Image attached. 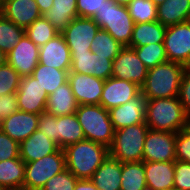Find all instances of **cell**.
Listing matches in <instances>:
<instances>
[{"label": "cell", "instance_id": "1", "mask_svg": "<svg viewBox=\"0 0 190 190\" xmlns=\"http://www.w3.org/2000/svg\"><path fill=\"white\" fill-rule=\"evenodd\" d=\"M64 152L66 169L81 180L90 179L109 157L108 147L87 139L68 145Z\"/></svg>", "mask_w": 190, "mask_h": 190}, {"label": "cell", "instance_id": "2", "mask_svg": "<svg viewBox=\"0 0 190 190\" xmlns=\"http://www.w3.org/2000/svg\"><path fill=\"white\" fill-rule=\"evenodd\" d=\"M185 66L166 61L147 71L141 93L146 100L178 97Z\"/></svg>", "mask_w": 190, "mask_h": 190}, {"label": "cell", "instance_id": "3", "mask_svg": "<svg viewBox=\"0 0 190 190\" xmlns=\"http://www.w3.org/2000/svg\"><path fill=\"white\" fill-rule=\"evenodd\" d=\"M187 120L178 97L146 100L145 123L149 129L177 133L186 128Z\"/></svg>", "mask_w": 190, "mask_h": 190}, {"label": "cell", "instance_id": "4", "mask_svg": "<svg viewBox=\"0 0 190 190\" xmlns=\"http://www.w3.org/2000/svg\"><path fill=\"white\" fill-rule=\"evenodd\" d=\"M75 114L87 140L111 146L115 129L107 109L101 105H78Z\"/></svg>", "mask_w": 190, "mask_h": 190}, {"label": "cell", "instance_id": "5", "mask_svg": "<svg viewBox=\"0 0 190 190\" xmlns=\"http://www.w3.org/2000/svg\"><path fill=\"white\" fill-rule=\"evenodd\" d=\"M92 18L100 29L107 31L121 45L125 47L130 44L135 23L128 7L106 0L105 5Z\"/></svg>", "mask_w": 190, "mask_h": 190}, {"label": "cell", "instance_id": "6", "mask_svg": "<svg viewBox=\"0 0 190 190\" xmlns=\"http://www.w3.org/2000/svg\"><path fill=\"white\" fill-rule=\"evenodd\" d=\"M148 130L145 122L115 130L109 156L121 163L142 161Z\"/></svg>", "mask_w": 190, "mask_h": 190}, {"label": "cell", "instance_id": "7", "mask_svg": "<svg viewBox=\"0 0 190 190\" xmlns=\"http://www.w3.org/2000/svg\"><path fill=\"white\" fill-rule=\"evenodd\" d=\"M66 169L64 149H58L37 161L25 163L24 190H41L56 174Z\"/></svg>", "mask_w": 190, "mask_h": 190}, {"label": "cell", "instance_id": "8", "mask_svg": "<svg viewBox=\"0 0 190 190\" xmlns=\"http://www.w3.org/2000/svg\"><path fill=\"white\" fill-rule=\"evenodd\" d=\"M176 135L175 132L149 129L145 137L143 162H169L176 161Z\"/></svg>", "mask_w": 190, "mask_h": 190}, {"label": "cell", "instance_id": "9", "mask_svg": "<svg viewBox=\"0 0 190 190\" xmlns=\"http://www.w3.org/2000/svg\"><path fill=\"white\" fill-rule=\"evenodd\" d=\"M163 43L168 61L190 67V21L167 27Z\"/></svg>", "mask_w": 190, "mask_h": 190}, {"label": "cell", "instance_id": "10", "mask_svg": "<svg viewBox=\"0 0 190 190\" xmlns=\"http://www.w3.org/2000/svg\"><path fill=\"white\" fill-rule=\"evenodd\" d=\"M100 27L88 17H76L61 32L70 53H82L91 50V42Z\"/></svg>", "mask_w": 190, "mask_h": 190}, {"label": "cell", "instance_id": "11", "mask_svg": "<svg viewBox=\"0 0 190 190\" xmlns=\"http://www.w3.org/2000/svg\"><path fill=\"white\" fill-rule=\"evenodd\" d=\"M147 71L148 69L138 58L135 50L125 46L113 60L111 77L124 79L142 87L146 80Z\"/></svg>", "mask_w": 190, "mask_h": 190}, {"label": "cell", "instance_id": "12", "mask_svg": "<svg viewBox=\"0 0 190 190\" xmlns=\"http://www.w3.org/2000/svg\"><path fill=\"white\" fill-rule=\"evenodd\" d=\"M16 94L18 110L38 115L45 112L48 95L32 75L21 78Z\"/></svg>", "mask_w": 190, "mask_h": 190}, {"label": "cell", "instance_id": "13", "mask_svg": "<svg viewBox=\"0 0 190 190\" xmlns=\"http://www.w3.org/2000/svg\"><path fill=\"white\" fill-rule=\"evenodd\" d=\"M6 58L21 77L30 76L39 63V46L24 35Z\"/></svg>", "mask_w": 190, "mask_h": 190}, {"label": "cell", "instance_id": "14", "mask_svg": "<svg viewBox=\"0 0 190 190\" xmlns=\"http://www.w3.org/2000/svg\"><path fill=\"white\" fill-rule=\"evenodd\" d=\"M140 93L141 87L137 84L124 79L109 77L104 81L100 105L110 110L131 101Z\"/></svg>", "mask_w": 190, "mask_h": 190}, {"label": "cell", "instance_id": "15", "mask_svg": "<svg viewBox=\"0 0 190 190\" xmlns=\"http://www.w3.org/2000/svg\"><path fill=\"white\" fill-rule=\"evenodd\" d=\"M113 61L108 56L97 55L91 50L82 53H71V68L69 72L93 75L107 80L112 75Z\"/></svg>", "mask_w": 190, "mask_h": 190}, {"label": "cell", "instance_id": "16", "mask_svg": "<svg viewBox=\"0 0 190 190\" xmlns=\"http://www.w3.org/2000/svg\"><path fill=\"white\" fill-rule=\"evenodd\" d=\"M68 81L78 105H100L105 80L93 75L69 72Z\"/></svg>", "mask_w": 190, "mask_h": 190}, {"label": "cell", "instance_id": "17", "mask_svg": "<svg viewBox=\"0 0 190 190\" xmlns=\"http://www.w3.org/2000/svg\"><path fill=\"white\" fill-rule=\"evenodd\" d=\"M146 99L142 93L131 101L114 107L109 111L110 120L115 130L145 122Z\"/></svg>", "mask_w": 190, "mask_h": 190}, {"label": "cell", "instance_id": "18", "mask_svg": "<svg viewBox=\"0 0 190 190\" xmlns=\"http://www.w3.org/2000/svg\"><path fill=\"white\" fill-rule=\"evenodd\" d=\"M40 115L17 110L4 118L0 124V130L19 144L38 130Z\"/></svg>", "mask_w": 190, "mask_h": 190}, {"label": "cell", "instance_id": "19", "mask_svg": "<svg viewBox=\"0 0 190 190\" xmlns=\"http://www.w3.org/2000/svg\"><path fill=\"white\" fill-rule=\"evenodd\" d=\"M39 63L60 70H70L71 53L61 33L39 47Z\"/></svg>", "mask_w": 190, "mask_h": 190}, {"label": "cell", "instance_id": "20", "mask_svg": "<svg viewBox=\"0 0 190 190\" xmlns=\"http://www.w3.org/2000/svg\"><path fill=\"white\" fill-rule=\"evenodd\" d=\"M1 14L23 29L42 16L35 0H3Z\"/></svg>", "mask_w": 190, "mask_h": 190}, {"label": "cell", "instance_id": "21", "mask_svg": "<svg viewBox=\"0 0 190 190\" xmlns=\"http://www.w3.org/2000/svg\"><path fill=\"white\" fill-rule=\"evenodd\" d=\"M58 149V144L39 130H36L19 144L20 158L25 163L37 161L49 154L55 153Z\"/></svg>", "mask_w": 190, "mask_h": 190}, {"label": "cell", "instance_id": "22", "mask_svg": "<svg viewBox=\"0 0 190 190\" xmlns=\"http://www.w3.org/2000/svg\"><path fill=\"white\" fill-rule=\"evenodd\" d=\"M147 186L155 190H174L175 161L144 162Z\"/></svg>", "mask_w": 190, "mask_h": 190}, {"label": "cell", "instance_id": "23", "mask_svg": "<svg viewBox=\"0 0 190 190\" xmlns=\"http://www.w3.org/2000/svg\"><path fill=\"white\" fill-rule=\"evenodd\" d=\"M122 163L109 156L95 171L90 181L99 190H120Z\"/></svg>", "mask_w": 190, "mask_h": 190}, {"label": "cell", "instance_id": "24", "mask_svg": "<svg viewBox=\"0 0 190 190\" xmlns=\"http://www.w3.org/2000/svg\"><path fill=\"white\" fill-rule=\"evenodd\" d=\"M78 104L75 100L69 81L57 87L48 96L45 111L54 116L75 114Z\"/></svg>", "mask_w": 190, "mask_h": 190}, {"label": "cell", "instance_id": "25", "mask_svg": "<svg viewBox=\"0 0 190 190\" xmlns=\"http://www.w3.org/2000/svg\"><path fill=\"white\" fill-rule=\"evenodd\" d=\"M86 139L76 114L56 117V143L60 149Z\"/></svg>", "mask_w": 190, "mask_h": 190}, {"label": "cell", "instance_id": "26", "mask_svg": "<svg viewBox=\"0 0 190 190\" xmlns=\"http://www.w3.org/2000/svg\"><path fill=\"white\" fill-rule=\"evenodd\" d=\"M190 19V0H165L157 6V21L169 27Z\"/></svg>", "mask_w": 190, "mask_h": 190}, {"label": "cell", "instance_id": "27", "mask_svg": "<svg viewBox=\"0 0 190 190\" xmlns=\"http://www.w3.org/2000/svg\"><path fill=\"white\" fill-rule=\"evenodd\" d=\"M61 33L76 17V0H53L52 7L42 15Z\"/></svg>", "mask_w": 190, "mask_h": 190}, {"label": "cell", "instance_id": "28", "mask_svg": "<svg viewBox=\"0 0 190 190\" xmlns=\"http://www.w3.org/2000/svg\"><path fill=\"white\" fill-rule=\"evenodd\" d=\"M165 26L159 21L137 23L134 25L132 38L127 47H139L154 43H163L165 37Z\"/></svg>", "mask_w": 190, "mask_h": 190}, {"label": "cell", "instance_id": "29", "mask_svg": "<svg viewBox=\"0 0 190 190\" xmlns=\"http://www.w3.org/2000/svg\"><path fill=\"white\" fill-rule=\"evenodd\" d=\"M25 162L21 158L0 161V186L5 190L23 189Z\"/></svg>", "mask_w": 190, "mask_h": 190}, {"label": "cell", "instance_id": "30", "mask_svg": "<svg viewBox=\"0 0 190 190\" xmlns=\"http://www.w3.org/2000/svg\"><path fill=\"white\" fill-rule=\"evenodd\" d=\"M70 70H60L51 66L38 63L33 70L32 76L45 89L49 96L55 89L68 81V73Z\"/></svg>", "mask_w": 190, "mask_h": 190}, {"label": "cell", "instance_id": "31", "mask_svg": "<svg viewBox=\"0 0 190 190\" xmlns=\"http://www.w3.org/2000/svg\"><path fill=\"white\" fill-rule=\"evenodd\" d=\"M121 179L120 190H142L147 185L144 162L122 163Z\"/></svg>", "mask_w": 190, "mask_h": 190}, {"label": "cell", "instance_id": "32", "mask_svg": "<svg viewBox=\"0 0 190 190\" xmlns=\"http://www.w3.org/2000/svg\"><path fill=\"white\" fill-rule=\"evenodd\" d=\"M90 47L95 54L108 56V59L113 61L124 46L116 41L107 31L99 29Z\"/></svg>", "mask_w": 190, "mask_h": 190}, {"label": "cell", "instance_id": "33", "mask_svg": "<svg viewBox=\"0 0 190 190\" xmlns=\"http://www.w3.org/2000/svg\"><path fill=\"white\" fill-rule=\"evenodd\" d=\"M58 34L59 32L55 27L43 16L36 19L25 29V35L39 47L46 44Z\"/></svg>", "mask_w": 190, "mask_h": 190}, {"label": "cell", "instance_id": "34", "mask_svg": "<svg viewBox=\"0 0 190 190\" xmlns=\"http://www.w3.org/2000/svg\"><path fill=\"white\" fill-rule=\"evenodd\" d=\"M24 35L25 29L0 14V50L7 54Z\"/></svg>", "mask_w": 190, "mask_h": 190}, {"label": "cell", "instance_id": "35", "mask_svg": "<svg viewBox=\"0 0 190 190\" xmlns=\"http://www.w3.org/2000/svg\"><path fill=\"white\" fill-rule=\"evenodd\" d=\"M132 48L148 70L168 61L164 43H154Z\"/></svg>", "mask_w": 190, "mask_h": 190}, {"label": "cell", "instance_id": "36", "mask_svg": "<svg viewBox=\"0 0 190 190\" xmlns=\"http://www.w3.org/2000/svg\"><path fill=\"white\" fill-rule=\"evenodd\" d=\"M127 7L135 24L157 21V6L151 0H133Z\"/></svg>", "mask_w": 190, "mask_h": 190}, {"label": "cell", "instance_id": "37", "mask_svg": "<svg viewBox=\"0 0 190 190\" xmlns=\"http://www.w3.org/2000/svg\"><path fill=\"white\" fill-rule=\"evenodd\" d=\"M21 76L17 71L9 64H4L0 66V96L4 94L16 93Z\"/></svg>", "mask_w": 190, "mask_h": 190}, {"label": "cell", "instance_id": "38", "mask_svg": "<svg viewBox=\"0 0 190 190\" xmlns=\"http://www.w3.org/2000/svg\"><path fill=\"white\" fill-rule=\"evenodd\" d=\"M77 179L68 169L53 176L41 190H74Z\"/></svg>", "mask_w": 190, "mask_h": 190}, {"label": "cell", "instance_id": "39", "mask_svg": "<svg viewBox=\"0 0 190 190\" xmlns=\"http://www.w3.org/2000/svg\"><path fill=\"white\" fill-rule=\"evenodd\" d=\"M20 158L19 143L0 130V161Z\"/></svg>", "mask_w": 190, "mask_h": 190}, {"label": "cell", "instance_id": "40", "mask_svg": "<svg viewBox=\"0 0 190 190\" xmlns=\"http://www.w3.org/2000/svg\"><path fill=\"white\" fill-rule=\"evenodd\" d=\"M174 190H190V163L175 161Z\"/></svg>", "mask_w": 190, "mask_h": 190}, {"label": "cell", "instance_id": "41", "mask_svg": "<svg viewBox=\"0 0 190 190\" xmlns=\"http://www.w3.org/2000/svg\"><path fill=\"white\" fill-rule=\"evenodd\" d=\"M175 158L190 163V132L186 128L177 132Z\"/></svg>", "mask_w": 190, "mask_h": 190}, {"label": "cell", "instance_id": "42", "mask_svg": "<svg viewBox=\"0 0 190 190\" xmlns=\"http://www.w3.org/2000/svg\"><path fill=\"white\" fill-rule=\"evenodd\" d=\"M178 99L187 117L190 118V67H186L184 70L179 87Z\"/></svg>", "mask_w": 190, "mask_h": 190}, {"label": "cell", "instance_id": "43", "mask_svg": "<svg viewBox=\"0 0 190 190\" xmlns=\"http://www.w3.org/2000/svg\"><path fill=\"white\" fill-rule=\"evenodd\" d=\"M106 0H76L78 17L92 18L104 5Z\"/></svg>", "mask_w": 190, "mask_h": 190}, {"label": "cell", "instance_id": "44", "mask_svg": "<svg viewBox=\"0 0 190 190\" xmlns=\"http://www.w3.org/2000/svg\"><path fill=\"white\" fill-rule=\"evenodd\" d=\"M38 130L56 142V116L46 111L41 113L38 120Z\"/></svg>", "mask_w": 190, "mask_h": 190}, {"label": "cell", "instance_id": "45", "mask_svg": "<svg viewBox=\"0 0 190 190\" xmlns=\"http://www.w3.org/2000/svg\"><path fill=\"white\" fill-rule=\"evenodd\" d=\"M18 110L17 94H4L0 96V111L2 112V120Z\"/></svg>", "mask_w": 190, "mask_h": 190}, {"label": "cell", "instance_id": "46", "mask_svg": "<svg viewBox=\"0 0 190 190\" xmlns=\"http://www.w3.org/2000/svg\"><path fill=\"white\" fill-rule=\"evenodd\" d=\"M74 190H99L90 179L81 180L79 179L75 185Z\"/></svg>", "mask_w": 190, "mask_h": 190}, {"label": "cell", "instance_id": "47", "mask_svg": "<svg viewBox=\"0 0 190 190\" xmlns=\"http://www.w3.org/2000/svg\"><path fill=\"white\" fill-rule=\"evenodd\" d=\"M38 7H39V10H40V13L43 15L46 11H48L52 5H53V0H35Z\"/></svg>", "mask_w": 190, "mask_h": 190}, {"label": "cell", "instance_id": "48", "mask_svg": "<svg viewBox=\"0 0 190 190\" xmlns=\"http://www.w3.org/2000/svg\"><path fill=\"white\" fill-rule=\"evenodd\" d=\"M6 57H7V54L4 51L0 50V66L7 63Z\"/></svg>", "mask_w": 190, "mask_h": 190}, {"label": "cell", "instance_id": "49", "mask_svg": "<svg viewBox=\"0 0 190 190\" xmlns=\"http://www.w3.org/2000/svg\"><path fill=\"white\" fill-rule=\"evenodd\" d=\"M114 3H116L117 5H120V6H128L129 3L133 0H113Z\"/></svg>", "mask_w": 190, "mask_h": 190}, {"label": "cell", "instance_id": "50", "mask_svg": "<svg viewBox=\"0 0 190 190\" xmlns=\"http://www.w3.org/2000/svg\"><path fill=\"white\" fill-rule=\"evenodd\" d=\"M156 6L162 4L165 0H151Z\"/></svg>", "mask_w": 190, "mask_h": 190}, {"label": "cell", "instance_id": "51", "mask_svg": "<svg viewBox=\"0 0 190 190\" xmlns=\"http://www.w3.org/2000/svg\"><path fill=\"white\" fill-rule=\"evenodd\" d=\"M186 129L190 132V118H188V120H187Z\"/></svg>", "mask_w": 190, "mask_h": 190}, {"label": "cell", "instance_id": "52", "mask_svg": "<svg viewBox=\"0 0 190 190\" xmlns=\"http://www.w3.org/2000/svg\"><path fill=\"white\" fill-rule=\"evenodd\" d=\"M142 190H155V189L153 187L146 185Z\"/></svg>", "mask_w": 190, "mask_h": 190}, {"label": "cell", "instance_id": "53", "mask_svg": "<svg viewBox=\"0 0 190 190\" xmlns=\"http://www.w3.org/2000/svg\"><path fill=\"white\" fill-rule=\"evenodd\" d=\"M2 6H3V0H0V14H1V11H2Z\"/></svg>", "mask_w": 190, "mask_h": 190}, {"label": "cell", "instance_id": "54", "mask_svg": "<svg viewBox=\"0 0 190 190\" xmlns=\"http://www.w3.org/2000/svg\"><path fill=\"white\" fill-rule=\"evenodd\" d=\"M1 121H2V112L0 111V124H1Z\"/></svg>", "mask_w": 190, "mask_h": 190}]
</instances>
